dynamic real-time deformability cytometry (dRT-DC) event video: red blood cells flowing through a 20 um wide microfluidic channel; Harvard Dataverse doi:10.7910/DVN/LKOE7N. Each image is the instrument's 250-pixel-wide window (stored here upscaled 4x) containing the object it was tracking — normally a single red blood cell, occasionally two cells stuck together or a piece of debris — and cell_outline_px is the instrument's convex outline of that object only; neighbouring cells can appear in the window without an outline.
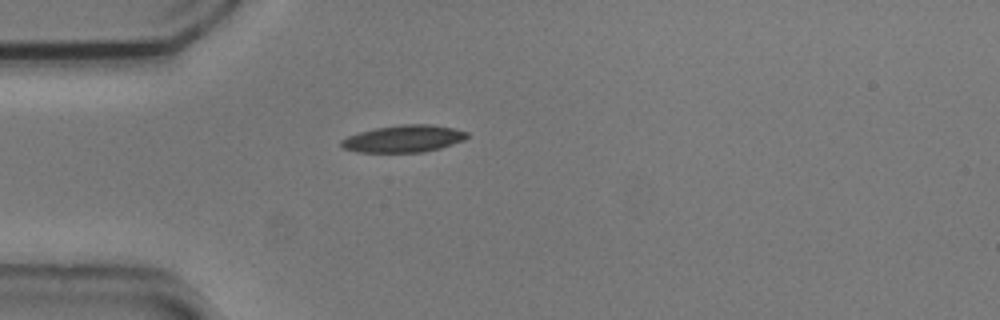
{"species": "common noctule bat (a hibernating species)", "species_latin": "Nyctalus noctula", "temperature_condition": "cold", "stored_images_in_passage": 37, "camera_frame_rate_fps": 3000, "um_per_image_px": 0.085, "animal": {"sex": "male", "body_mass_g": 20.5, "forearm_length_mm": 52.5}, "frame": {"image": 1, "passage_image": 1, "time_ms": 0.0, "image_size_px": [1000, 320], "cell_outline_px": [[468, 136], [464, 140], [440, 148], [424, 152], [356, 152], [344, 148], [340, 144], [340, 140], [348, 136], [360, 132], [376, 128], [404, 124], [432, 124], [452, 128], [468, 132]], "centroid_in_image_um": [34.31, 11.79], "position_along_channel_um": 50.7, "area_um2": 19.77}}
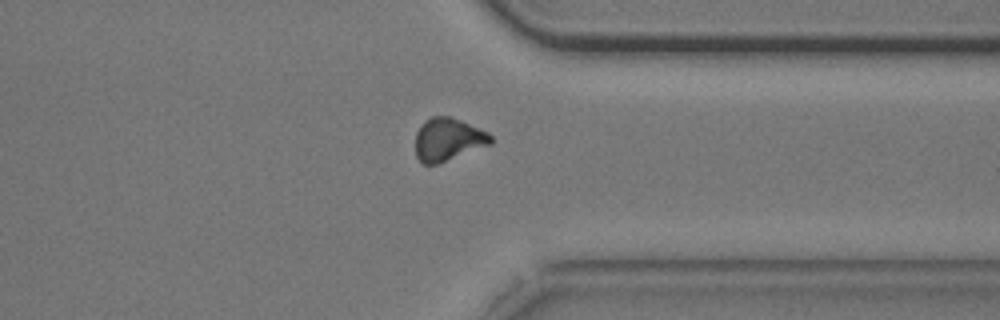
{"frame": {"image": 2, "passage_image": 28, "time_ms": 9.0, "image_size_px": [1000, 320], "cell_outline_px": [[492, 144], [436, 164], [424, 164], [416, 156], [416, 132], [420, 124], [424, 120], [432, 116], [452, 116], [488, 132], [492, 136]], "centroid_in_image_um": [38.08, 11.83], "position_along_channel_um": 373.3, "area_um2": 18.84}}
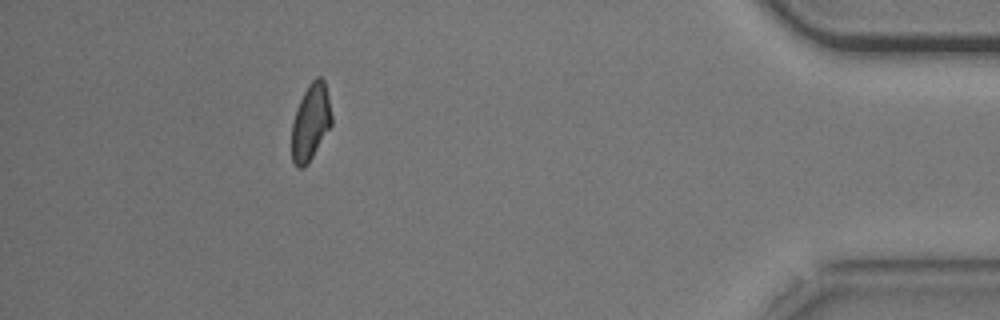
{"frame": {"image": 3, "passage_image": 35, "time_ms": 11.333, "image_size_px": [1000, 320], "cell_outline_px": [[332, 124], [308, 164], [304, 168], [296, 168], [292, 160], [292, 120], [300, 100], [308, 84], [316, 76], [320, 76], [324, 80], [328, 96], [332, 116]], "centroid_in_image_um": [26.4, 10.4], "position_along_channel_um": 408.8, "area_um2": 17.86}}